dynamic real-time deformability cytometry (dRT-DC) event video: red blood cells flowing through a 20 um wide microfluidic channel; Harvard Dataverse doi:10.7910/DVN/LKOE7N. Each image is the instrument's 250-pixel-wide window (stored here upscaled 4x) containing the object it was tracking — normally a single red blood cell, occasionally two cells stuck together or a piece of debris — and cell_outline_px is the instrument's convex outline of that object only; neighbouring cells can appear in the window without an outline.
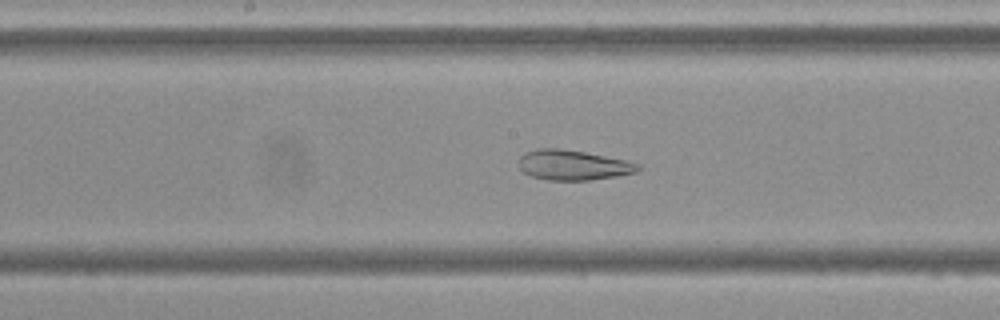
{"species": "Egyptian fruit bat (a non-hibernating species)", "species_latin": "Rousettus aegyptiacus", "temperature_condition": "cold", "stored_images_in_passage": 47, "camera_frame_rate_fps": 3000, "um_per_image_px": 0.085, "frame": {"image": 1, "passage_image": 20, "time_ms": 6.333, "image_size_px": [1000, 320], "cell_outline_px": [[640, 168], [636, 172], [616, 176], [592, 180], [548, 180], [532, 176], [524, 172], [520, 168], [520, 156], [524, 152], [536, 148], [560, 148], [584, 152], [628, 160], [640, 164]], "centroid_in_image_um": [48.72, 14.02], "position_along_channel_um": 199.5, "area_um2": 20.92}}
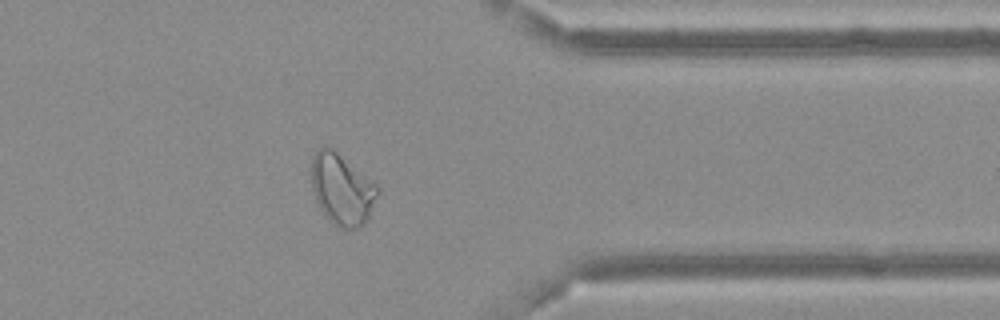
{"frame": {"image": 2, "passage_image": 36, "time_ms": 11.667, "image_size_px": [1000, 320], "cell_outline_px": [[380, 192], [364, 224], [356, 228], [344, 228], [328, 220], [320, 208], [316, 200], [312, 188], [312, 156], [316, 148], [324, 144], [328, 144], [376, 184], [380, 188]], "centroid_in_image_um": [29.05, 16.04], "position_along_channel_um": 382.4, "area_um2": 27.4}}
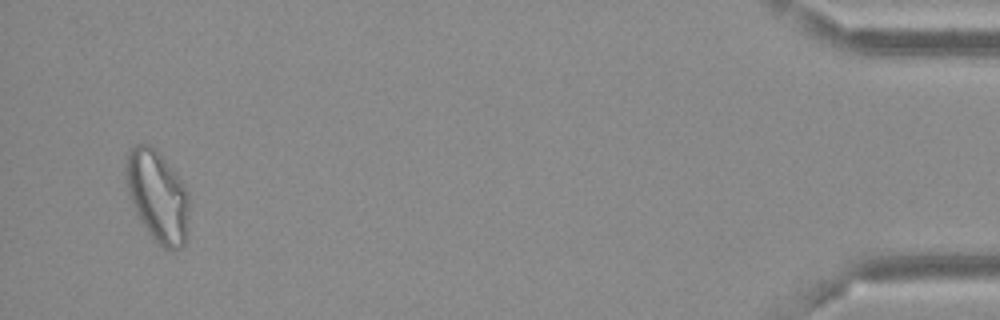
{"frame": {"image": 3, "passage_image": 45, "time_ms": 14.667, "image_size_px": [1000, 320], "cell_outline_px": [[188, 236], [184, 244], [180, 248], [164, 248], [148, 232], [140, 220], [136, 212], [128, 192], [124, 172], [128, 148], [136, 144], [152, 144], [156, 148], [180, 180], [188, 192]], "centroid_in_image_um": [13.37, 16.63], "position_along_channel_um": 421.8, "area_um2": 33.58}, "authors_computed_cell_mechanics": {"area_um2": 26.7614, "velocity_mm_per_s": 3.6361, "shape_relaxation_time_tau1_ms": null, "shape_relaxation_time_tau2_ms": 2.0614, "deformation_change_tau1": null, "deformation_change_tau2": 0.0927}}